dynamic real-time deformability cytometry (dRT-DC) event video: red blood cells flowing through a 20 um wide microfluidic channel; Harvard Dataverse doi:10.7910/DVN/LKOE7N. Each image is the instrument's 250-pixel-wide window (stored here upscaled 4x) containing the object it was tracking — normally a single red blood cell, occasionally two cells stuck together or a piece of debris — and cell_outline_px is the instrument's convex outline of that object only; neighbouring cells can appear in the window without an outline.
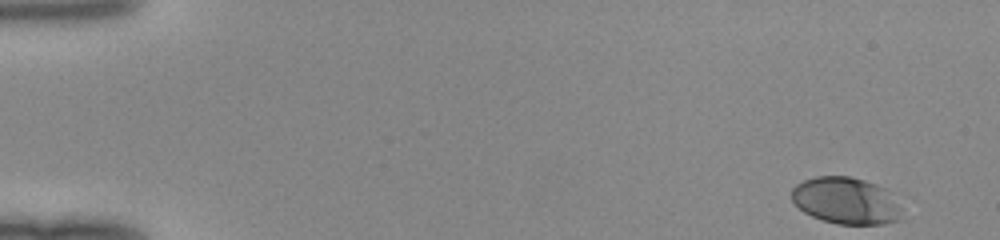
{"species": "human", "species_latin": "Homo sapiens", "temperature_condition": "room temperature", "stored_images_in_passage": 48, "camera_frame_rate_fps": 3000, "um_per_image_px": 0.085, "donor": {"sex": "female"}, "frame": {"image": 1, "passage_image": 1, "time_ms": 0.0, "image_size_px": [1000, 240], "cell_outline_px": [[900, 220], [884, 224], [836, 224], [812, 216], [804, 212], [792, 200], [792, 188], [796, 184], [804, 180], [816, 176], [848, 176], [864, 180], [876, 184], [892, 192], [900, 208]], "centroid_in_image_um": [71.92, 17.06], "position_along_channel_um": 13.1, "area_um2": 30.06}}
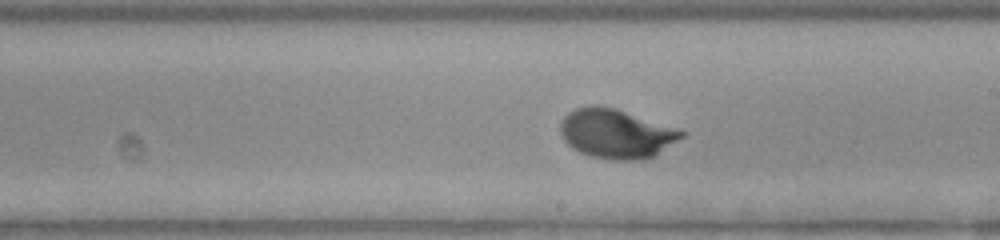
{"frame": {"image": 2, "passage_image": 28, "time_ms": 9.0, "image_size_px": [1000, 240], "cell_outline_px": [[688, 132], [684, 136], [652, 156], [640, 160], [612, 160], [592, 156], [580, 152], [572, 148], [564, 140], [560, 132], [560, 120], [568, 112], [576, 108], [588, 104], [596, 104], [616, 108], [680, 128]], "centroid_in_image_um": [52.37, 11.33], "position_along_channel_um": 236.6, "area_um2": 35.14}}
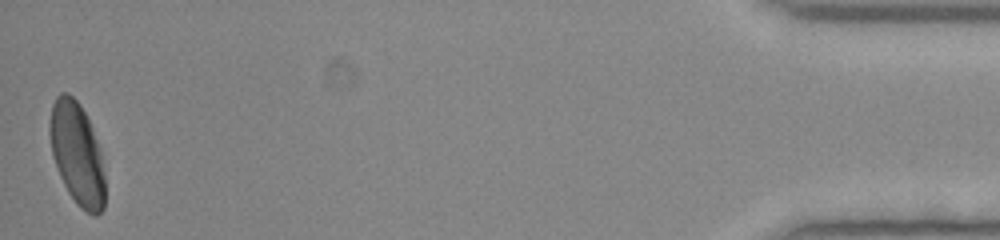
{"frame": {"image": 3, "passage_image": 48, "time_ms": 15.667, "image_size_px": [1000, 240], "cell_outline_px": [[104, 208], [96, 216], [80, 208], [76, 204], [68, 192], [60, 176], [52, 156], [48, 132], [48, 124], [52, 104], [56, 96], [60, 92], [68, 92], [80, 104], [92, 128], [100, 148], [104, 176]], "centroid_in_image_um": [6.52, 13.04], "position_along_channel_um": 428.7, "area_um2": 33.12}}